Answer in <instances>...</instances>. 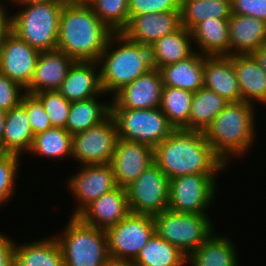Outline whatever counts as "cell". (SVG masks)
<instances>
[{
    "mask_svg": "<svg viewBox=\"0 0 266 266\" xmlns=\"http://www.w3.org/2000/svg\"><path fill=\"white\" fill-rule=\"evenodd\" d=\"M154 162L170 180L187 174L221 173L227 167L203 132L185 129H175L154 148Z\"/></svg>",
    "mask_w": 266,
    "mask_h": 266,
    "instance_id": "6da1fadb",
    "label": "cell"
},
{
    "mask_svg": "<svg viewBox=\"0 0 266 266\" xmlns=\"http://www.w3.org/2000/svg\"><path fill=\"white\" fill-rule=\"evenodd\" d=\"M113 33L87 2L65 1L56 49L74 61L98 62Z\"/></svg>",
    "mask_w": 266,
    "mask_h": 266,
    "instance_id": "7a4b0ae2",
    "label": "cell"
},
{
    "mask_svg": "<svg viewBox=\"0 0 266 266\" xmlns=\"http://www.w3.org/2000/svg\"><path fill=\"white\" fill-rule=\"evenodd\" d=\"M98 64L102 91L111 96L139 76L157 70L154 46L130 40L122 32L111 35Z\"/></svg>",
    "mask_w": 266,
    "mask_h": 266,
    "instance_id": "3957f363",
    "label": "cell"
},
{
    "mask_svg": "<svg viewBox=\"0 0 266 266\" xmlns=\"http://www.w3.org/2000/svg\"><path fill=\"white\" fill-rule=\"evenodd\" d=\"M254 106L245 101L228 103L203 132L214 153L228 167L231 158H243L257 141Z\"/></svg>",
    "mask_w": 266,
    "mask_h": 266,
    "instance_id": "277c9868",
    "label": "cell"
},
{
    "mask_svg": "<svg viewBox=\"0 0 266 266\" xmlns=\"http://www.w3.org/2000/svg\"><path fill=\"white\" fill-rule=\"evenodd\" d=\"M13 4L22 8L11 14V31L40 52L55 50L64 2Z\"/></svg>",
    "mask_w": 266,
    "mask_h": 266,
    "instance_id": "5b68a950",
    "label": "cell"
},
{
    "mask_svg": "<svg viewBox=\"0 0 266 266\" xmlns=\"http://www.w3.org/2000/svg\"><path fill=\"white\" fill-rule=\"evenodd\" d=\"M55 237L61 247L65 266H104L109 260L105 230L84 224L77 216Z\"/></svg>",
    "mask_w": 266,
    "mask_h": 266,
    "instance_id": "8992f818",
    "label": "cell"
},
{
    "mask_svg": "<svg viewBox=\"0 0 266 266\" xmlns=\"http://www.w3.org/2000/svg\"><path fill=\"white\" fill-rule=\"evenodd\" d=\"M153 219L155 233L186 256L202 245L215 231L208 214L180 213L167 209L155 214Z\"/></svg>",
    "mask_w": 266,
    "mask_h": 266,
    "instance_id": "52a82bcc",
    "label": "cell"
},
{
    "mask_svg": "<svg viewBox=\"0 0 266 266\" xmlns=\"http://www.w3.org/2000/svg\"><path fill=\"white\" fill-rule=\"evenodd\" d=\"M111 115L120 139L148 144L153 148L175 130L160 108H111Z\"/></svg>",
    "mask_w": 266,
    "mask_h": 266,
    "instance_id": "ba28073f",
    "label": "cell"
},
{
    "mask_svg": "<svg viewBox=\"0 0 266 266\" xmlns=\"http://www.w3.org/2000/svg\"><path fill=\"white\" fill-rule=\"evenodd\" d=\"M219 173L187 174L170 180L168 209L180 213L209 214L217 195Z\"/></svg>",
    "mask_w": 266,
    "mask_h": 266,
    "instance_id": "9c48e42d",
    "label": "cell"
},
{
    "mask_svg": "<svg viewBox=\"0 0 266 266\" xmlns=\"http://www.w3.org/2000/svg\"><path fill=\"white\" fill-rule=\"evenodd\" d=\"M154 233L152 215L130 212L106 230L110 260L132 263Z\"/></svg>",
    "mask_w": 266,
    "mask_h": 266,
    "instance_id": "30bf717a",
    "label": "cell"
},
{
    "mask_svg": "<svg viewBox=\"0 0 266 266\" xmlns=\"http://www.w3.org/2000/svg\"><path fill=\"white\" fill-rule=\"evenodd\" d=\"M118 139L117 126L110 114L99 124L72 135V161L80 166L109 164Z\"/></svg>",
    "mask_w": 266,
    "mask_h": 266,
    "instance_id": "8fae6325",
    "label": "cell"
},
{
    "mask_svg": "<svg viewBox=\"0 0 266 266\" xmlns=\"http://www.w3.org/2000/svg\"><path fill=\"white\" fill-rule=\"evenodd\" d=\"M170 179L154 162L126 187L131 213L154 216L168 209Z\"/></svg>",
    "mask_w": 266,
    "mask_h": 266,
    "instance_id": "7c38bea8",
    "label": "cell"
},
{
    "mask_svg": "<svg viewBox=\"0 0 266 266\" xmlns=\"http://www.w3.org/2000/svg\"><path fill=\"white\" fill-rule=\"evenodd\" d=\"M78 168L76 174L70 175L66 180L67 189L72 193L75 202L77 201L71 216H77L92 201L117 187L110 163L82 165Z\"/></svg>",
    "mask_w": 266,
    "mask_h": 266,
    "instance_id": "4fadbf2b",
    "label": "cell"
},
{
    "mask_svg": "<svg viewBox=\"0 0 266 266\" xmlns=\"http://www.w3.org/2000/svg\"><path fill=\"white\" fill-rule=\"evenodd\" d=\"M39 54L40 51L11 32L0 49V73L26 89L34 75Z\"/></svg>",
    "mask_w": 266,
    "mask_h": 266,
    "instance_id": "5bb4252c",
    "label": "cell"
},
{
    "mask_svg": "<svg viewBox=\"0 0 266 266\" xmlns=\"http://www.w3.org/2000/svg\"><path fill=\"white\" fill-rule=\"evenodd\" d=\"M153 163V147L119 138L110 164L117 186L126 188Z\"/></svg>",
    "mask_w": 266,
    "mask_h": 266,
    "instance_id": "9a60e30c",
    "label": "cell"
},
{
    "mask_svg": "<svg viewBox=\"0 0 266 266\" xmlns=\"http://www.w3.org/2000/svg\"><path fill=\"white\" fill-rule=\"evenodd\" d=\"M160 70H150L122 87L111 98V108H159L163 90Z\"/></svg>",
    "mask_w": 266,
    "mask_h": 266,
    "instance_id": "2e32d148",
    "label": "cell"
},
{
    "mask_svg": "<svg viewBox=\"0 0 266 266\" xmlns=\"http://www.w3.org/2000/svg\"><path fill=\"white\" fill-rule=\"evenodd\" d=\"M130 213L126 188L116 187L87 205L77 217L86 225L107 230Z\"/></svg>",
    "mask_w": 266,
    "mask_h": 266,
    "instance_id": "e0dca14e",
    "label": "cell"
},
{
    "mask_svg": "<svg viewBox=\"0 0 266 266\" xmlns=\"http://www.w3.org/2000/svg\"><path fill=\"white\" fill-rule=\"evenodd\" d=\"M180 27V11L147 13L134 16L122 33L130 40L153 45Z\"/></svg>",
    "mask_w": 266,
    "mask_h": 266,
    "instance_id": "ac0fdd59",
    "label": "cell"
},
{
    "mask_svg": "<svg viewBox=\"0 0 266 266\" xmlns=\"http://www.w3.org/2000/svg\"><path fill=\"white\" fill-rule=\"evenodd\" d=\"M58 91L70 102L104 95L107 97L101 88L98 62L74 61Z\"/></svg>",
    "mask_w": 266,
    "mask_h": 266,
    "instance_id": "d6986e66",
    "label": "cell"
},
{
    "mask_svg": "<svg viewBox=\"0 0 266 266\" xmlns=\"http://www.w3.org/2000/svg\"><path fill=\"white\" fill-rule=\"evenodd\" d=\"M73 63L70 56L58 49L40 52L26 93L34 95L41 91L59 90Z\"/></svg>",
    "mask_w": 266,
    "mask_h": 266,
    "instance_id": "ffe728a7",
    "label": "cell"
},
{
    "mask_svg": "<svg viewBox=\"0 0 266 266\" xmlns=\"http://www.w3.org/2000/svg\"><path fill=\"white\" fill-rule=\"evenodd\" d=\"M204 87L227 102L241 101L236 71L229 56H204Z\"/></svg>",
    "mask_w": 266,
    "mask_h": 266,
    "instance_id": "44dd1931",
    "label": "cell"
},
{
    "mask_svg": "<svg viewBox=\"0 0 266 266\" xmlns=\"http://www.w3.org/2000/svg\"><path fill=\"white\" fill-rule=\"evenodd\" d=\"M228 29L229 56L252 54L266 44V21L252 16L231 14Z\"/></svg>",
    "mask_w": 266,
    "mask_h": 266,
    "instance_id": "7402d4cb",
    "label": "cell"
},
{
    "mask_svg": "<svg viewBox=\"0 0 266 266\" xmlns=\"http://www.w3.org/2000/svg\"><path fill=\"white\" fill-rule=\"evenodd\" d=\"M232 59L241 91V101L266 106V72L251 54L229 56Z\"/></svg>",
    "mask_w": 266,
    "mask_h": 266,
    "instance_id": "603a6c76",
    "label": "cell"
},
{
    "mask_svg": "<svg viewBox=\"0 0 266 266\" xmlns=\"http://www.w3.org/2000/svg\"><path fill=\"white\" fill-rule=\"evenodd\" d=\"M235 244L231 236L213 233L187 256L186 266H240Z\"/></svg>",
    "mask_w": 266,
    "mask_h": 266,
    "instance_id": "cb8c5ba5",
    "label": "cell"
},
{
    "mask_svg": "<svg viewBox=\"0 0 266 266\" xmlns=\"http://www.w3.org/2000/svg\"><path fill=\"white\" fill-rule=\"evenodd\" d=\"M229 19L207 18L192 30L194 47L204 56H229Z\"/></svg>",
    "mask_w": 266,
    "mask_h": 266,
    "instance_id": "d4e9b609",
    "label": "cell"
},
{
    "mask_svg": "<svg viewBox=\"0 0 266 266\" xmlns=\"http://www.w3.org/2000/svg\"><path fill=\"white\" fill-rule=\"evenodd\" d=\"M164 86L196 92L204 87V55L195 51L190 57L159 69Z\"/></svg>",
    "mask_w": 266,
    "mask_h": 266,
    "instance_id": "484cf974",
    "label": "cell"
},
{
    "mask_svg": "<svg viewBox=\"0 0 266 266\" xmlns=\"http://www.w3.org/2000/svg\"><path fill=\"white\" fill-rule=\"evenodd\" d=\"M46 237L15 243V266H65L57 238Z\"/></svg>",
    "mask_w": 266,
    "mask_h": 266,
    "instance_id": "4316f807",
    "label": "cell"
},
{
    "mask_svg": "<svg viewBox=\"0 0 266 266\" xmlns=\"http://www.w3.org/2000/svg\"><path fill=\"white\" fill-rule=\"evenodd\" d=\"M33 139L34 134L28 120L27 109L20 104L7 111L3 134V152L25 156L32 146Z\"/></svg>",
    "mask_w": 266,
    "mask_h": 266,
    "instance_id": "83f0119b",
    "label": "cell"
},
{
    "mask_svg": "<svg viewBox=\"0 0 266 266\" xmlns=\"http://www.w3.org/2000/svg\"><path fill=\"white\" fill-rule=\"evenodd\" d=\"M103 96L92 97L85 100L71 102L66 130L77 134L95 126L111 114V101H99Z\"/></svg>",
    "mask_w": 266,
    "mask_h": 266,
    "instance_id": "f1b7e54d",
    "label": "cell"
},
{
    "mask_svg": "<svg viewBox=\"0 0 266 266\" xmlns=\"http://www.w3.org/2000/svg\"><path fill=\"white\" fill-rule=\"evenodd\" d=\"M192 45L194 44L191 31L183 26L157 40L153 44L157 69L190 57L196 51Z\"/></svg>",
    "mask_w": 266,
    "mask_h": 266,
    "instance_id": "f546056e",
    "label": "cell"
},
{
    "mask_svg": "<svg viewBox=\"0 0 266 266\" xmlns=\"http://www.w3.org/2000/svg\"><path fill=\"white\" fill-rule=\"evenodd\" d=\"M229 102L205 87L193 93L189 124L185 130L204 132Z\"/></svg>",
    "mask_w": 266,
    "mask_h": 266,
    "instance_id": "4dcf8cb0",
    "label": "cell"
},
{
    "mask_svg": "<svg viewBox=\"0 0 266 266\" xmlns=\"http://www.w3.org/2000/svg\"><path fill=\"white\" fill-rule=\"evenodd\" d=\"M187 256L154 233L131 266H186Z\"/></svg>",
    "mask_w": 266,
    "mask_h": 266,
    "instance_id": "1f68e13d",
    "label": "cell"
},
{
    "mask_svg": "<svg viewBox=\"0 0 266 266\" xmlns=\"http://www.w3.org/2000/svg\"><path fill=\"white\" fill-rule=\"evenodd\" d=\"M181 26L191 31L207 18L229 19L231 0H180Z\"/></svg>",
    "mask_w": 266,
    "mask_h": 266,
    "instance_id": "d6a6232c",
    "label": "cell"
},
{
    "mask_svg": "<svg viewBox=\"0 0 266 266\" xmlns=\"http://www.w3.org/2000/svg\"><path fill=\"white\" fill-rule=\"evenodd\" d=\"M42 158L64 160L72 159V135L64 128L51 127L34 135L33 143L27 153Z\"/></svg>",
    "mask_w": 266,
    "mask_h": 266,
    "instance_id": "836d02e7",
    "label": "cell"
},
{
    "mask_svg": "<svg viewBox=\"0 0 266 266\" xmlns=\"http://www.w3.org/2000/svg\"><path fill=\"white\" fill-rule=\"evenodd\" d=\"M193 92L164 86L160 109L175 129H184L189 124Z\"/></svg>",
    "mask_w": 266,
    "mask_h": 266,
    "instance_id": "e575fe53",
    "label": "cell"
},
{
    "mask_svg": "<svg viewBox=\"0 0 266 266\" xmlns=\"http://www.w3.org/2000/svg\"><path fill=\"white\" fill-rule=\"evenodd\" d=\"M96 16L112 32L120 33L128 25L129 0H87Z\"/></svg>",
    "mask_w": 266,
    "mask_h": 266,
    "instance_id": "d590c367",
    "label": "cell"
},
{
    "mask_svg": "<svg viewBox=\"0 0 266 266\" xmlns=\"http://www.w3.org/2000/svg\"><path fill=\"white\" fill-rule=\"evenodd\" d=\"M21 155L0 152V206L7 205L16 195L17 175L21 165ZM12 196V197H11Z\"/></svg>",
    "mask_w": 266,
    "mask_h": 266,
    "instance_id": "8d00e7d4",
    "label": "cell"
},
{
    "mask_svg": "<svg viewBox=\"0 0 266 266\" xmlns=\"http://www.w3.org/2000/svg\"><path fill=\"white\" fill-rule=\"evenodd\" d=\"M34 95L43 104L52 127L66 129L71 102L67 101L58 90L41 91Z\"/></svg>",
    "mask_w": 266,
    "mask_h": 266,
    "instance_id": "74e56055",
    "label": "cell"
},
{
    "mask_svg": "<svg viewBox=\"0 0 266 266\" xmlns=\"http://www.w3.org/2000/svg\"><path fill=\"white\" fill-rule=\"evenodd\" d=\"M21 104L27 109L28 120L34 135L52 127L43 104L35 95L26 93Z\"/></svg>",
    "mask_w": 266,
    "mask_h": 266,
    "instance_id": "f35d334b",
    "label": "cell"
},
{
    "mask_svg": "<svg viewBox=\"0 0 266 266\" xmlns=\"http://www.w3.org/2000/svg\"><path fill=\"white\" fill-rule=\"evenodd\" d=\"M180 0H129V19L147 13L180 11Z\"/></svg>",
    "mask_w": 266,
    "mask_h": 266,
    "instance_id": "ab89813d",
    "label": "cell"
},
{
    "mask_svg": "<svg viewBox=\"0 0 266 266\" xmlns=\"http://www.w3.org/2000/svg\"><path fill=\"white\" fill-rule=\"evenodd\" d=\"M25 94L26 91L21 85L0 73V109L7 112L19 106Z\"/></svg>",
    "mask_w": 266,
    "mask_h": 266,
    "instance_id": "60d3db41",
    "label": "cell"
},
{
    "mask_svg": "<svg viewBox=\"0 0 266 266\" xmlns=\"http://www.w3.org/2000/svg\"><path fill=\"white\" fill-rule=\"evenodd\" d=\"M231 13L266 21V0H231Z\"/></svg>",
    "mask_w": 266,
    "mask_h": 266,
    "instance_id": "b9f144b4",
    "label": "cell"
},
{
    "mask_svg": "<svg viewBox=\"0 0 266 266\" xmlns=\"http://www.w3.org/2000/svg\"><path fill=\"white\" fill-rule=\"evenodd\" d=\"M15 241L0 231V266H15Z\"/></svg>",
    "mask_w": 266,
    "mask_h": 266,
    "instance_id": "7bdbcfd3",
    "label": "cell"
},
{
    "mask_svg": "<svg viewBox=\"0 0 266 266\" xmlns=\"http://www.w3.org/2000/svg\"><path fill=\"white\" fill-rule=\"evenodd\" d=\"M5 5L6 3L0 2V49L5 42L6 37L12 32L11 13L9 14V11L7 10L8 7Z\"/></svg>",
    "mask_w": 266,
    "mask_h": 266,
    "instance_id": "ee69618b",
    "label": "cell"
},
{
    "mask_svg": "<svg viewBox=\"0 0 266 266\" xmlns=\"http://www.w3.org/2000/svg\"><path fill=\"white\" fill-rule=\"evenodd\" d=\"M260 67L266 72V44L260 46L251 54Z\"/></svg>",
    "mask_w": 266,
    "mask_h": 266,
    "instance_id": "f6af8a7d",
    "label": "cell"
},
{
    "mask_svg": "<svg viewBox=\"0 0 266 266\" xmlns=\"http://www.w3.org/2000/svg\"><path fill=\"white\" fill-rule=\"evenodd\" d=\"M7 112L3 109H0V151L3 152V134L5 127V118Z\"/></svg>",
    "mask_w": 266,
    "mask_h": 266,
    "instance_id": "bcb514c9",
    "label": "cell"
},
{
    "mask_svg": "<svg viewBox=\"0 0 266 266\" xmlns=\"http://www.w3.org/2000/svg\"><path fill=\"white\" fill-rule=\"evenodd\" d=\"M10 5L12 3H51V2H65L66 0H8Z\"/></svg>",
    "mask_w": 266,
    "mask_h": 266,
    "instance_id": "7dc6e473",
    "label": "cell"
},
{
    "mask_svg": "<svg viewBox=\"0 0 266 266\" xmlns=\"http://www.w3.org/2000/svg\"><path fill=\"white\" fill-rule=\"evenodd\" d=\"M104 266H131V263L109 260Z\"/></svg>",
    "mask_w": 266,
    "mask_h": 266,
    "instance_id": "c3c4849f",
    "label": "cell"
},
{
    "mask_svg": "<svg viewBox=\"0 0 266 266\" xmlns=\"http://www.w3.org/2000/svg\"><path fill=\"white\" fill-rule=\"evenodd\" d=\"M66 1H80V2H86L87 0H66Z\"/></svg>",
    "mask_w": 266,
    "mask_h": 266,
    "instance_id": "681fc988",
    "label": "cell"
}]
</instances>
